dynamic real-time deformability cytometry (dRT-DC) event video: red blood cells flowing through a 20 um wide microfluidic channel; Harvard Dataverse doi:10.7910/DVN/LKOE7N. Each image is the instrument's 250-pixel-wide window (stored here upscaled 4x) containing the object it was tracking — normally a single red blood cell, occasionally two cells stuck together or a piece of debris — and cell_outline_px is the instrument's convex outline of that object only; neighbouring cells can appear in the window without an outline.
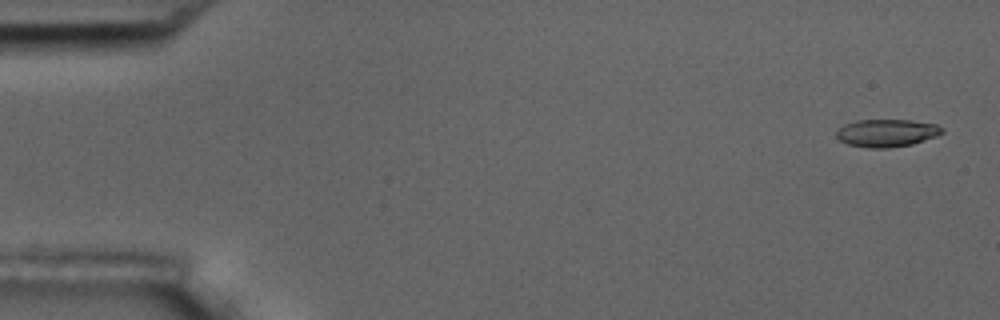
{"species": "common noctule bat (a hibernating species)", "species_latin": "Nyctalus noctula", "temperature_condition": "room temperature", "stored_images_in_passage": 5, "camera_frame_rate_fps": 3000, "um_per_image_px": 0.085, "animal": {"sex": "male", "body_mass_g": 17.5, "forearm_length_mm": 52.3}, "frame": {"image": 1, "passage_image": 1, "time_ms": 0.0, "image_size_px": [1000, 320], "cell_outline_px": [[944, 132], [936, 136], [912, 144], [888, 148], [868, 148], [848, 144], [840, 140], [836, 136], [836, 132], [844, 124], [856, 120], [912, 120], [936, 124], [944, 128]], "centroid_in_image_um": [75.38, 11.3], "position_along_channel_um": 9.6, "area_um2": 17.05}}
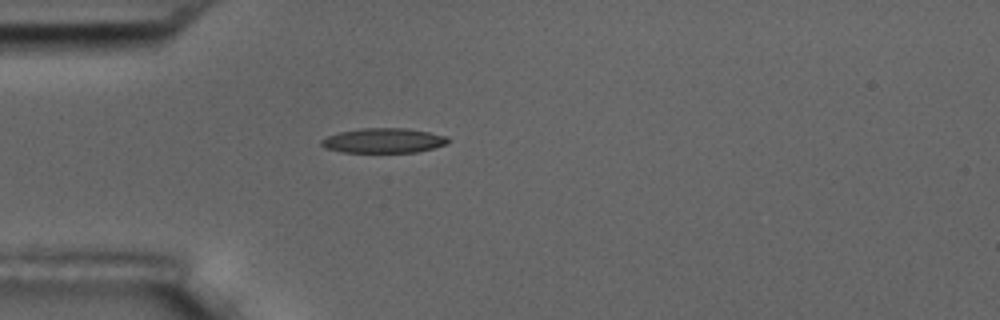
{"frame": {"image": 2, "passage_image": 5, "time_ms": 4.667, "image_size_px": [1000, 320], "cell_outline_px": [[448, 144], [416, 152], [344, 152], [324, 148], [320, 144], [320, 140], [328, 136], [340, 132], [360, 128], [408, 128], [448, 136]], "centroid_in_image_um": [32.59, 11.94], "position_along_channel_um": 52.4, "area_um2": 18.26}}